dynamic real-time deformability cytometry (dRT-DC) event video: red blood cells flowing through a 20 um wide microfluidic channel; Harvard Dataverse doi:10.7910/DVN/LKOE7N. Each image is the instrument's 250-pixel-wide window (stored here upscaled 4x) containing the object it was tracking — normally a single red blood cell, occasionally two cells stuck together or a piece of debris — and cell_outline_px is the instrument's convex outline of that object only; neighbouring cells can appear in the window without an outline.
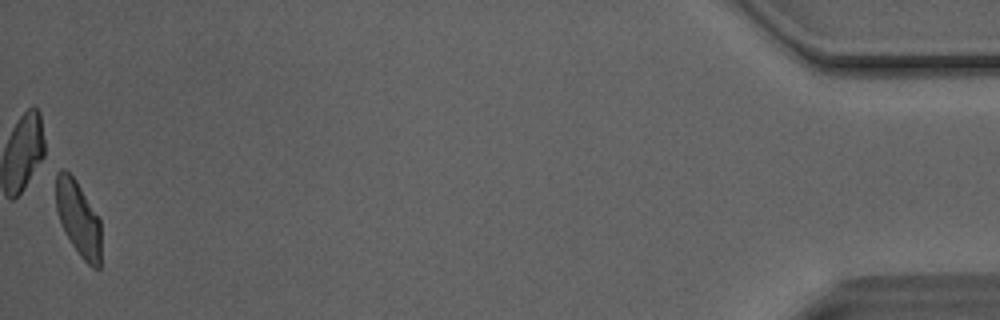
{"species": "Egyptian fruit bat (a non-hibernating species)", "species_latin": "Rousettus aegyptiacus", "temperature_condition": "room temperature", "stored_images_in_passage": 49, "camera_frame_rate_fps": 3000, "um_per_image_px": 0.085, "animal": {"sex": "male"}, "frame": {"image": 1, "passage_image": 49, "time_ms": 16.0, "image_size_px": [1000, 320], "cell_outline_px": [[100, 268], [92, 268], [80, 256], [64, 232], [56, 208], [56, 172], [60, 168], [64, 168], [76, 180], [100, 220]], "centroid_in_image_um": [6.64, 18.56], "position_along_channel_um": 428.6, "area_um2": 19.59}, "authors_computed_cell_mechanics": {"area_um2": 21.5594, "velocity_mm_per_s": 4.1033, "shape_relaxation_time_tau1_ms": 4.4428, "shape_relaxation_time_tau2_ms": 0.9023, "deformation_change_tau1": 0.1399, "deformation_change_tau2": 0.0724}}